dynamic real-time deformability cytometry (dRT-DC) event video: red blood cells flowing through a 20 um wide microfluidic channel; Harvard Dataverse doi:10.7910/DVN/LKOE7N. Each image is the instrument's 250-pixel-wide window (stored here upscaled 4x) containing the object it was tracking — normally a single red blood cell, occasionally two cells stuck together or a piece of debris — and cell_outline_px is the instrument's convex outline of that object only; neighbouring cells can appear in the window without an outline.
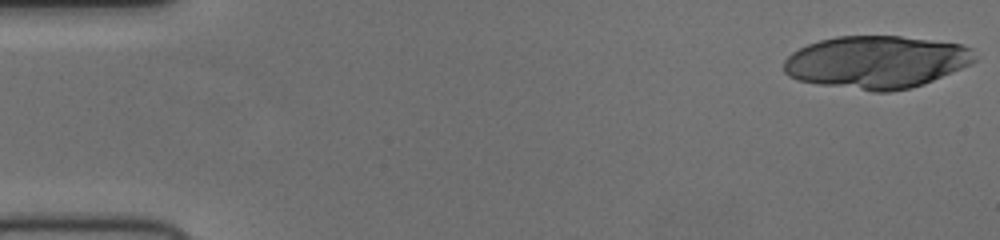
{"species": "human", "species_latin": "Homo sapiens", "temperature_condition": "cold", "stored_images_in_passage": 17, "camera_frame_rate_fps": 3000, "um_per_image_px": 0.085, "donor": {"sex": "female"}, "frame": {"image": 1, "passage_image": 1, "time_ms": 0.0, "image_size_px": [1000, 240], "cell_outline_px": [[976, 60], [972, 64], [924, 84], [908, 88], [888, 92], [872, 92], [820, 84], [796, 80], [788, 76], [784, 72], [784, 60], [792, 52], [808, 44], [820, 40], [836, 36], [900, 36], [960, 44], [972, 48]], "centroid_in_image_um": [74.49, 5.28], "position_along_channel_um": 10.5, "area_um2": 58.61}}